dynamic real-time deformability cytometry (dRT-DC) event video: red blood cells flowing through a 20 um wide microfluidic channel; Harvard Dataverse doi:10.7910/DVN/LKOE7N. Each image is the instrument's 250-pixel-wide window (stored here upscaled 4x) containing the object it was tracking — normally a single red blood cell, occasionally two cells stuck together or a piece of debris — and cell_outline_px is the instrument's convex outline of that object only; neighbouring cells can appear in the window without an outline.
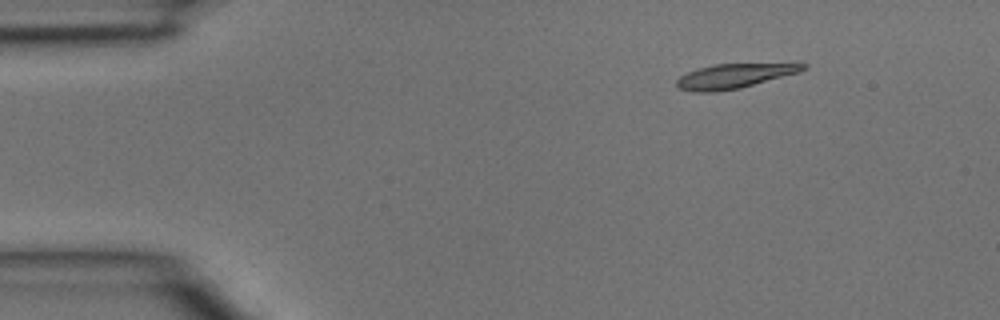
{"species": "common noctule bat (a hibernating species)", "species_latin": "Nyctalus noctula", "temperature_condition": "room temperature", "stored_images_in_passage": 4, "segment_of_instrument_passage": [1, 2], "camera_frame_rate_fps": 3000, "um_per_image_px": 0.085, "animal": {"sex": "male", "body_mass_g": 15.6}, "frame": {"image": 1, "passage_image": 1, "time_ms": 0.0, "image_size_px": [1000, 320], "cell_outline_px": [[808, 68], [800, 72], [740, 88], [712, 92], [692, 92], [676, 88], [676, 80], [680, 76], [688, 72], [700, 68], [716, 64], [808, 64]], "centroid_in_image_um": [62.37, 6.48], "position_along_channel_um": 22.6, "area_um2": 17.86}}